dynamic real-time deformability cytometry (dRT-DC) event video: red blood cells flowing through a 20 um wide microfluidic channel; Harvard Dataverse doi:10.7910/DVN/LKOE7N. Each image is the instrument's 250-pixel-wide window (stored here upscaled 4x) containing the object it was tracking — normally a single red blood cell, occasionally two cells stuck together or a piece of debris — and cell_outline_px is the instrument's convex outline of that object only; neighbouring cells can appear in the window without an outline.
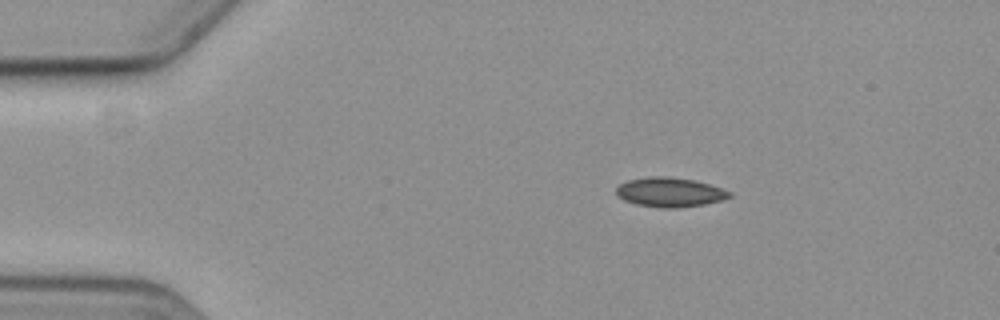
{"species": "common noctule bat (a hibernating species)", "species_latin": "Nyctalus noctula", "temperature_condition": "cold", "stored_images_in_passage": 4, "camera_frame_rate_fps": 3000, "um_per_image_px": 0.085, "animal": {"sex": "female", "body_mass_g": 19.3, "forearm_length_mm": 54.1}, "frame": {"image": 1, "passage_image": 1, "time_ms": 0.0, "image_size_px": [1000, 320], "cell_outline_px": [[732, 196], [720, 200], [704, 204], [676, 208], [664, 208], [636, 204], [624, 200], [616, 192], [616, 188], [620, 184], [628, 180], [648, 176], [668, 176], [696, 180], [732, 192]], "centroid_in_image_um": [56.93, 16.32], "position_along_channel_um": 28.1, "area_um2": 19.31}}
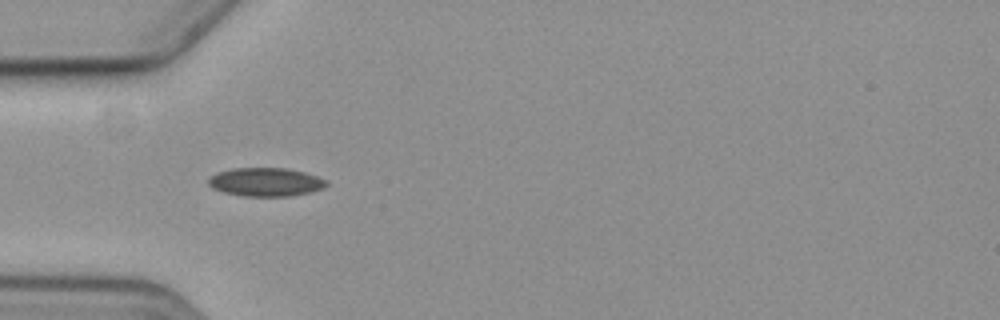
{"frame": {"image": 2, "passage_image": 3, "time_ms": 2.667, "image_size_px": [1000, 320], "cell_outline_px": [[328, 184], [324, 188], [292, 196], [244, 196], [224, 192], [212, 188], [208, 184], [208, 180], [216, 172], [232, 168], [288, 168], [304, 172], [328, 180]], "centroid_in_image_um": [22.59, 15.46], "position_along_channel_um": 62.4, "area_um2": 19.65}}
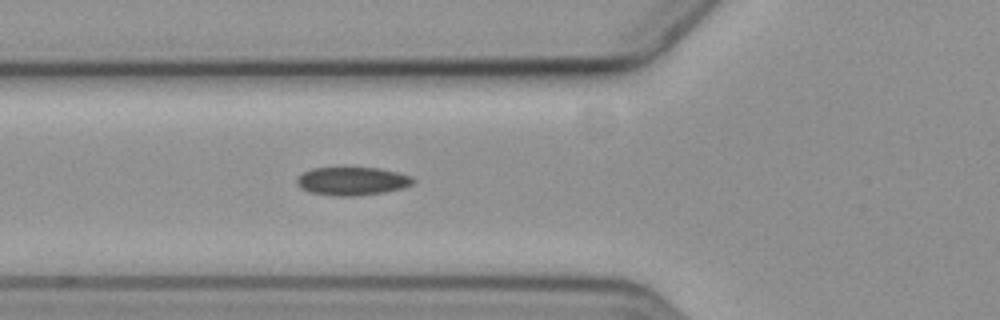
{"frame": {"image": 3, "passage_image": 4, "time_ms": 3.667, "image_size_px": [1000, 320], "cell_outline_px": [[416, 180], [412, 184], [404, 188], [384, 192], [352, 196], [336, 196], [312, 192], [300, 188], [296, 184], [296, 180], [304, 172], [312, 168], [380, 168], [412, 176]], "centroid_in_image_um": [29.96, 15.39], "position_along_channel_um": 95.8, "area_um2": 19.02}}